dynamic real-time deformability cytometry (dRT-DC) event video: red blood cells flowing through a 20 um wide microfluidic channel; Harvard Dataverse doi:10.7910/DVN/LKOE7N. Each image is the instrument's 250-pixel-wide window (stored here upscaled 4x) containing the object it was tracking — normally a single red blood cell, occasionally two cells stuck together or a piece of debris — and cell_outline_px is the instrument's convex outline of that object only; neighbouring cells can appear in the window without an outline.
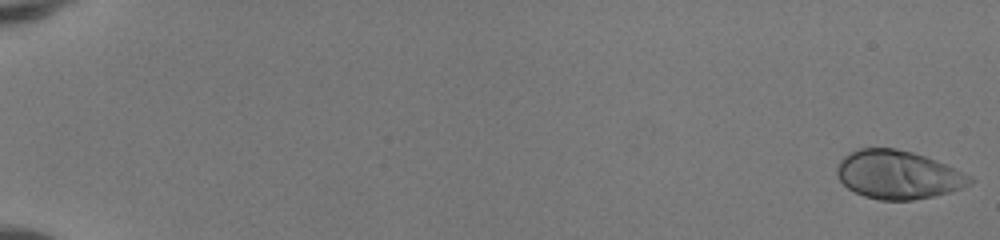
{"species": "human", "species_latin": "Homo sapiens", "temperature_condition": "room temperature", "stored_images_in_passage": 51, "camera_frame_rate_fps": 3000, "um_per_image_px": 0.085, "donor": {"sex": "female"}, "frame": {"image": 1, "passage_image": 1, "time_ms": 0.0, "image_size_px": [1000, 240], "cell_outline_px": [[972, 180], [968, 184], [952, 192], [912, 200], [880, 200], [864, 196], [848, 188], [840, 180], [836, 172], [836, 164], [844, 156], [860, 148], [896, 148], [912, 152], [924, 156], [944, 164], [972, 176]], "centroid_in_image_um": [76.3, 14.85], "position_along_channel_um": 8.7, "area_um2": 37.17}}
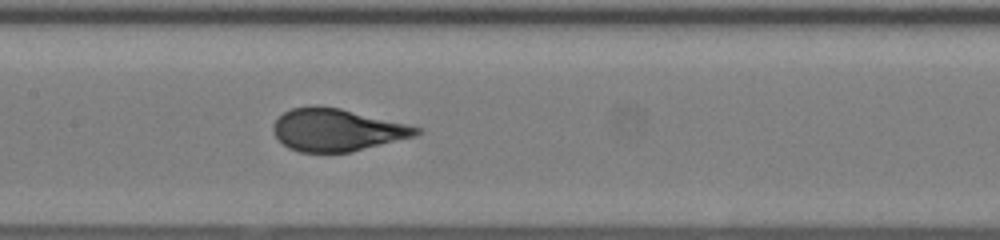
{"frame": {"image": 2, "passage_image": 28, "time_ms": 9.0, "image_size_px": [1000, 240], "cell_outline_px": [[424, 132], [416, 136], [352, 152], [300, 152], [288, 148], [276, 136], [272, 128], [276, 120], [284, 112], [292, 108], [316, 104], [340, 108], [424, 128]], "centroid_in_image_um": [28.68, 11.04], "position_along_channel_um": 178.7, "area_um2": 35.55}}
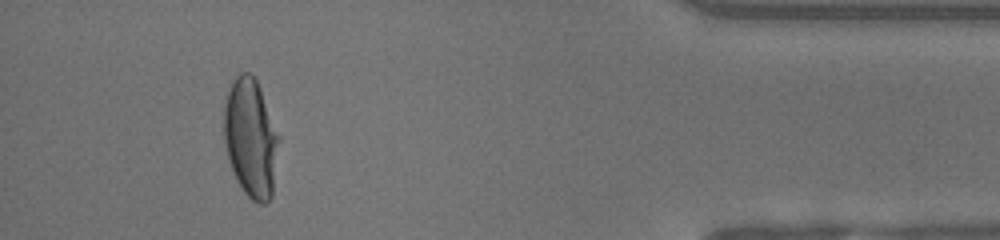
{"frame": {"image": 3, "passage_image": 48, "time_ms": 15.667, "image_size_px": [1000, 240], "cell_outline_px": [[280, 140], [272, 196], [264, 204], [260, 204], [252, 200], [240, 188], [232, 172], [228, 160], [224, 140], [224, 100], [232, 80], [240, 72], [252, 72], [260, 88], [280, 136]], "centroid_in_image_um": [21.31, 11.73], "position_along_channel_um": 413.9, "area_um2": 38.55}, "authors_computed_cell_mechanics": {"area_um2": 36.2406, "velocity_mm_per_s": 4.1732, "shape_relaxation_time_tau1_ms": 4.3611, "shape_relaxation_time_tau2_ms": null, "deformation_change_tau1": 0.2188, "deformation_change_tau2": null}}